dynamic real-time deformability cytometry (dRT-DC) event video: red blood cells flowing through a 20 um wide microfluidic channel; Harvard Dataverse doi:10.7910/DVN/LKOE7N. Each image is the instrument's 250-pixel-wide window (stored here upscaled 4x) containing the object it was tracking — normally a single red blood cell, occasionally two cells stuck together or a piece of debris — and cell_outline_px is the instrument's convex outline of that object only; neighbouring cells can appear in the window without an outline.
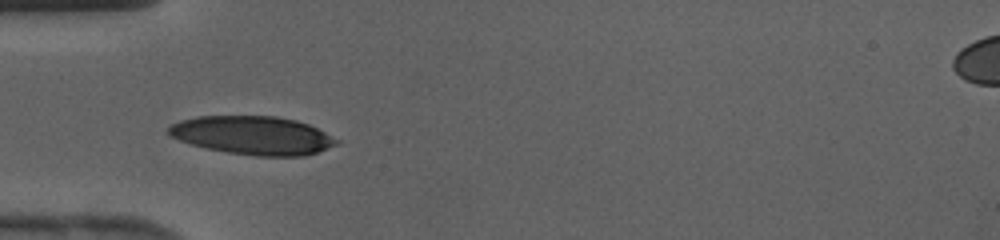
{"species": "human", "species_latin": "Homo sapiens", "temperature_condition": "cold", "stored_images_in_passage": 30, "camera_frame_rate_fps": 3000, "um_per_image_px": 0.085, "donor": {"sex": "female"}, "frame": {"image": 1, "passage_image": 1, "time_ms": 0.0, "image_size_px": [1000, 240], "cell_outline_px": [[340, 144], [304, 156], [256, 156], [228, 152], [208, 148], [192, 144], [180, 140], [172, 136], [168, 132], [168, 128], [172, 124], [180, 120], [196, 116], [276, 116], [296, 120], [308, 124], [340, 140]], "centroid_in_image_um": [21.52, 11.5], "position_along_channel_um": 63.5, "area_um2": 37.45}}
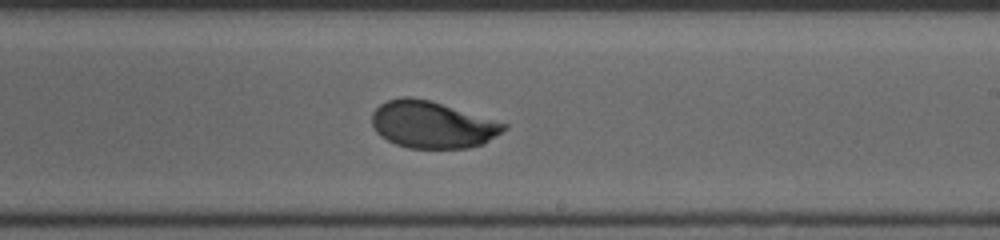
{"frame": {"image": 2, "passage_image": 13, "time_ms": 4.0, "image_size_px": [1000, 240], "cell_outline_px": [[508, 128], [484, 144], [468, 148], [408, 148], [396, 144], [380, 136], [376, 132], [372, 124], [372, 112], [380, 104], [388, 100], [400, 96], [412, 96], [428, 100], [508, 124]], "centroid_in_image_um": [36.72, 10.6], "position_along_channel_um": 252.3, "area_um2": 36.01}}
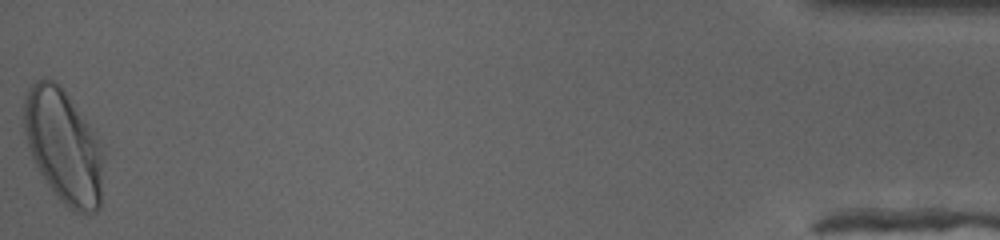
{"frame": {"image": 3, "passage_image": 30, "time_ms": 9.667, "image_size_px": [1000, 240], "cell_outline_px": [[104, 160], [100, 208], [96, 212], [72, 212], [56, 196], [40, 172], [28, 148], [24, 132], [24, 96], [28, 88], [36, 80], [44, 76], [56, 80], [64, 88], [96, 132], [104, 152]], "centroid_in_image_um": [5.42, 12.39], "position_along_channel_um": 429.8, "area_um2": 53.64}}